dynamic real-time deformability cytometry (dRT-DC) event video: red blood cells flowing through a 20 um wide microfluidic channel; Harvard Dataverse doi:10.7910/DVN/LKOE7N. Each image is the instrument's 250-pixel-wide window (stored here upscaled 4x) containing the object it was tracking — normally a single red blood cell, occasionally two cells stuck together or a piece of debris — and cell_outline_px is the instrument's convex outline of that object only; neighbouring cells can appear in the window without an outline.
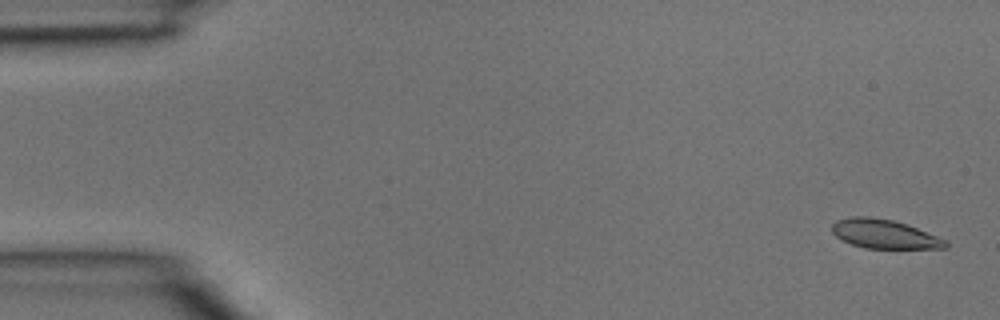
{"species": "common noctule bat (a hibernating species)", "species_latin": "Nyctalus noctula", "temperature_condition": "room temperature", "stored_images_in_passage": 3, "camera_frame_rate_fps": 3000, "um_per_image_px": 0.085, "animal": {"sex": "male", "body_mass_g": 15.6}, "frame": {"image": 1, "passage_image": 1, "time_ms": 0.0, "image_size_px": [1000, 320], "cell_outline_px": [[948, 248], [864, 248], [852, 244], [836, 236], [832, 232], [832, 224], [836, 220], [852, 216], [868, 216], [892, 220], [908, 224], [948, 240]], "centroid_in_image_um": [75.19, 19.88], "position_along_channel_um": 9.8, "area_um2": 19.25}}
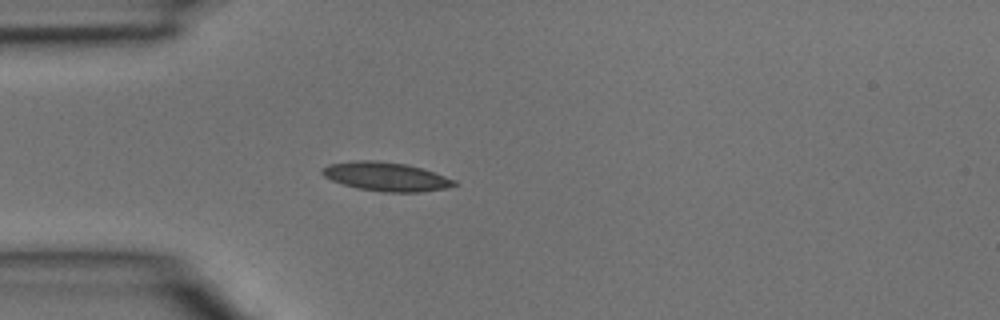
{"frame": {"image": 2, "passage_image": 3, "time_ms": 0.667, "image_size_px": [1000, 320], "cell_outline_px": [[460, 184], [448, 188], [420, 192], [380, 192], [356, 188], [332, 180], [324, 176], [320, 172], [328, 164], [356, 160], [376, 160], [404, 164], [420, 168], [456, 180]], "centroid_in_image_um": [32.82, 15.02], "position_along_channel_um": 52.2, "area_um2": 22.14}}